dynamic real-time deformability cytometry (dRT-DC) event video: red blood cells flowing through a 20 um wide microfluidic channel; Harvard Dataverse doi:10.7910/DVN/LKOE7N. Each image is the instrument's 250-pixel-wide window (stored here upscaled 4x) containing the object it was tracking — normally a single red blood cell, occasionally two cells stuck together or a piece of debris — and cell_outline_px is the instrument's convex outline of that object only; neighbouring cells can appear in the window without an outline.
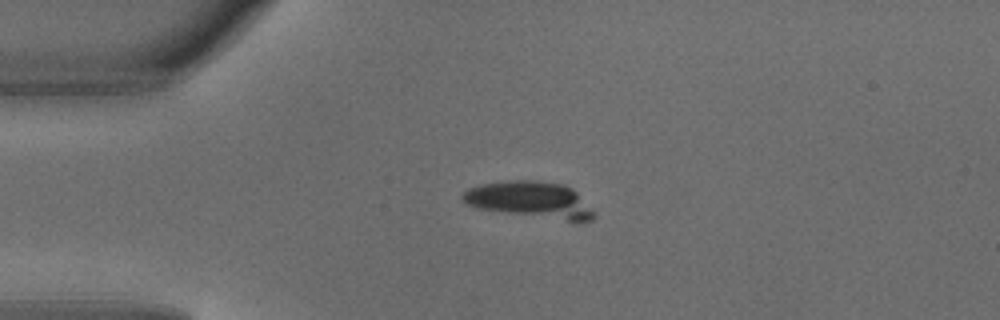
{"species": "common noctule bat (a hibernating species)", "species_latin": "Nyctalus noctula", "temperature_condition": "warm", "stored_images_in_passage": 2, "camera_frame_rate_fps": 3000, "um_per_image_px": 0.085, "animal": {"sex": "male", "body_mass_g": 18.8}, "frame": {"image": 1, "passage_image": 1, "time_ms": 0.0, "image_size_px": [1000, 320], "cell_outline_px": [[596, 216], [592, 220], [580, 224], [480, 208], [468, 204], [460, 200], [460, 196], [468, 188], [480, 184], [512, 180], [536, 180], [564, 184], [572, 188], [576, 192]], "centroid_in_image_um": [45.11, 17.0], "position_along_channel_um": 39.9, "area_um2": 28.09}}